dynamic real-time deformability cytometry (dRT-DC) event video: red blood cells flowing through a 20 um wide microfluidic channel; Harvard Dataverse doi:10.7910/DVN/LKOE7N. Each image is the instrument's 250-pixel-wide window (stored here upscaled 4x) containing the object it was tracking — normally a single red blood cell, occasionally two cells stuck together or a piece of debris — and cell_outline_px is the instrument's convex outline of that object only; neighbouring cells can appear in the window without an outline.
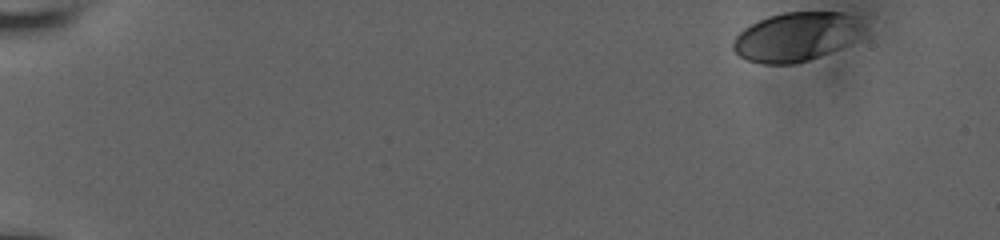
{"species": "human", "species_latin": "Homo sapiens", "temperature_condition": "room temperature", "stored_images_in_passage": 45, "camera_frame_rate_fps": 3000, "um_per_image_px": 0.085, "donor": {"sex": "male"}, "frame": {"image": 1, "passage_image": 1, "time_ms": 0.0, "image_size_px": [1000, 240], "cell_outline_px": [[864, 28], [848, 44], [840, 48], [808, 60], [792, 64], [764, 64], [748, 60], [740, 56], [732, 48], [732, 44], [736, 36], [744, 28], [768, 16], [784, 12], [840, 12], [852, 16]], "centroid_in_image_um": [67.61, 3.13], "position_along_channel_um": 17.4, "area_um2": 36.53}}
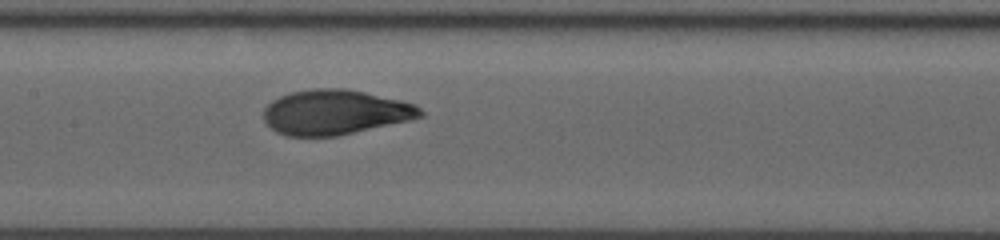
{"frame": {"image": 2, "passage_image": 26, "time_ms": 8.333, "image_size_px": [1000, 240], "cell_outline_px": [[424, 116], [412, 120], [336, 136], [284, 136], [276, 132], [264, 120], [264, 108], [272, 100], [280, 96], [292, 92], [312, 88], [344, 88], [364, 92], [400, 100], [416, 104], [424, 112]], "centroid_in_image_um": [28.5, 9.54], "position_along_channel_um": 178.9, "area_um2": 41.1}}
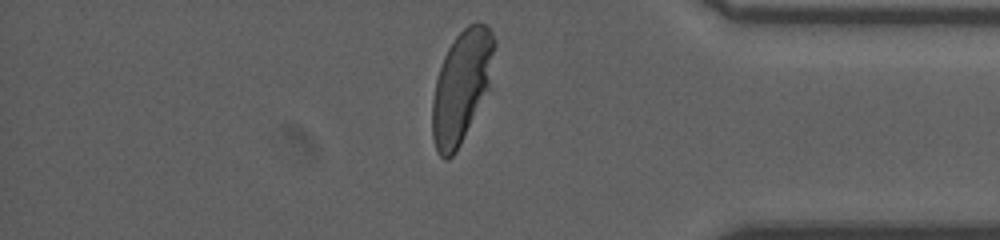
{"frame": {"image": 3, "passage_image": 44, "time_ms": 14.333, "image_size_px": [1000, 240], "cell_outline_px": [[496, 44], [488, 88], [456, 152], [448, 160], [444, 160], [436, 152], [432, 136], [432, 100], [436, 80], [444, 56], [448, 48], [456, 36], [468, 24], [476, 20], [488, 24], [496, 40]], "centroid_in_image_um": [39.22, 7.31], "position_along_channel_um": 396.0, "area_um2": 40.29}, "authors_computed_cell_mechanics": {"area_um2": 40.4022, "velocity_mm_per_s": 3.8988, "shape_relaxation_time_tau1_ms": 5.5625, "shape_relaxation_time_tau2_ms": null, "deformation_change_tau1": 0.1992, "deformation_change_tau2": null}}